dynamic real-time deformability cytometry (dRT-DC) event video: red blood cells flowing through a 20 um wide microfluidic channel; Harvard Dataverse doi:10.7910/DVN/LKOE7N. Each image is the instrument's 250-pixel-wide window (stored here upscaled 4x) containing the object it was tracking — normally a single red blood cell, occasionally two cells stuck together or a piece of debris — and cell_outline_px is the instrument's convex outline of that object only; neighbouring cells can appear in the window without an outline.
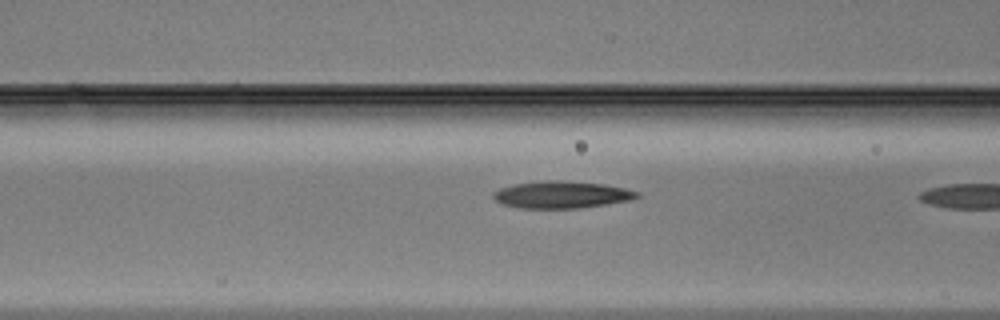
{"species": "Egyptian fruit bat (a non-hibernating species)", "species_latin": "Rousettus aegyptiacus", "temperature_condition": "warm", "stored_images_in_passage": 7, "camera_frame_rate_fps": 3000, "um_per_image_px": 0.085, "animal": {"sex": "male"}, "frame": {"image": 1, "passage_image": 6, "time_ms": 1.667, "image_size_px": [1000, 320], "cell_outline_px": [[640, 196], [628, 200], [580, 208], [520, 208], [500, 204], [492, 196], [492, 192], [500, 188], [516, 184], [548, 180], [556, 180], [604, 184], [624, 188], [640, 192]], "centroid_in_image_um": [47.7, 16.55], "position_along_channel_um": 118.9, "area_um2": 22.48}}